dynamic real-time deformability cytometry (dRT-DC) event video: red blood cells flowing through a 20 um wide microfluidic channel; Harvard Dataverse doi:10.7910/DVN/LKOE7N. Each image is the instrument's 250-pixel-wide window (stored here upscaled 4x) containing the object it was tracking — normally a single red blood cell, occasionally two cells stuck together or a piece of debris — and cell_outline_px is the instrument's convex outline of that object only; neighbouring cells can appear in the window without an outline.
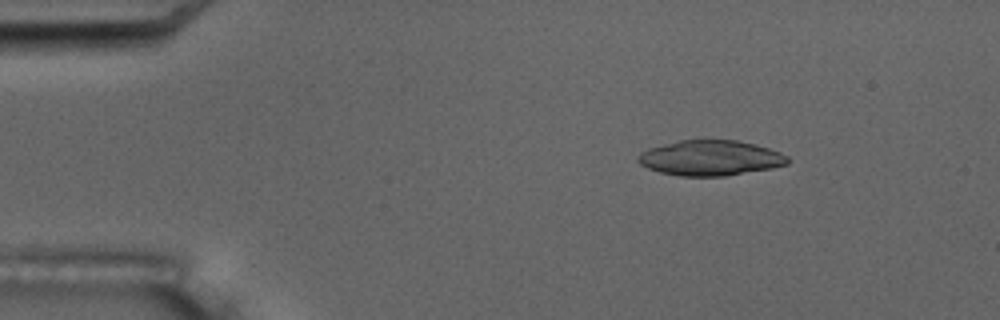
{"species": "common noctule bat (a hibernating species)", "species_latin": "Nyctalus noctula", "temperature_condition": "room temperature", "stored_images_in_passage": 7, "camera_frame_rate_fps": 3000, "um_per_image_px": 0.085, "animal": {"sex": "male", "body_mass_g": 17.5, "forearm_length_mm": 52.3}, "frame": {"image": 1, "passage_image": 2, "time_ms": 1.333, "image_size_px": [1000, 320], "cell_outline_px": [[788, 164], [772, 168], [724, 176], [680, 176], [660, 172], [648, 168], [640, 164], [636, 160], [636, 156], [640, 152], [648, 148], [680, 140], [736, 140], [756, 144], [780, 152], [788, 156]], "centroid_in_image_um": [60.36, 13.42], "position_along_channel_um": 24.6, "area_um2": 30.81}}